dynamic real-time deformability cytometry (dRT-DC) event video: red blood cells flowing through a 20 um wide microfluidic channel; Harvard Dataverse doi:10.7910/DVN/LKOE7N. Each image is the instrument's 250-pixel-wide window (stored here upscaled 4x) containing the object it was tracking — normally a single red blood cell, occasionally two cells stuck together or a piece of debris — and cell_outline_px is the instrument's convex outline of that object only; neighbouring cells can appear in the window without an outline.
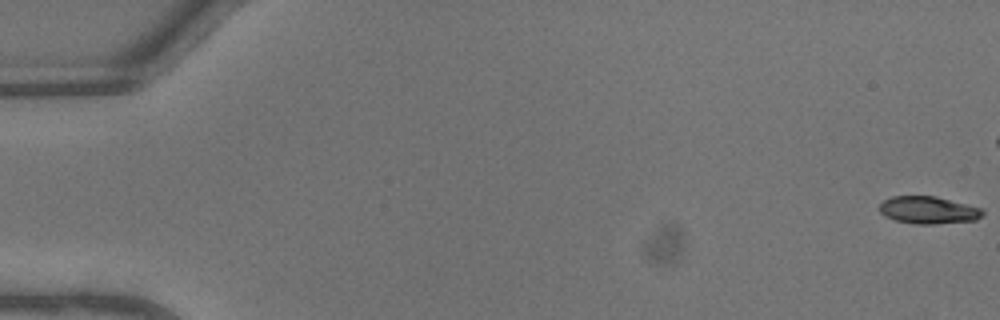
{"species": "common noctule bat (a hibernating species)", "species_latin": "Nyctalus noctula", "temperature_condition": "warm", "stored_images_in_passage": 38, "camera_frame_rate_fps": 3000, "um_per_image_px": 0.085, "animal": {"sex": "male", "body_mass_g": 13.3}, "frame": {"image": 1, "passage_image": 1, "time_ms": 0.0, "image_size_px": [1000, 320], "cell_outline_px": [[984, 212], [976, 220], [932, 224], [912, 224], [896, 220], [884, 216], [880, 212], [880, 204], [884, 200], [892, 196], [936, 196], [984, 208]], "centroid_in_image_um": [78.92, 17.85], "position_along_channel_um": 6.1, "area_um2": 16.53}}
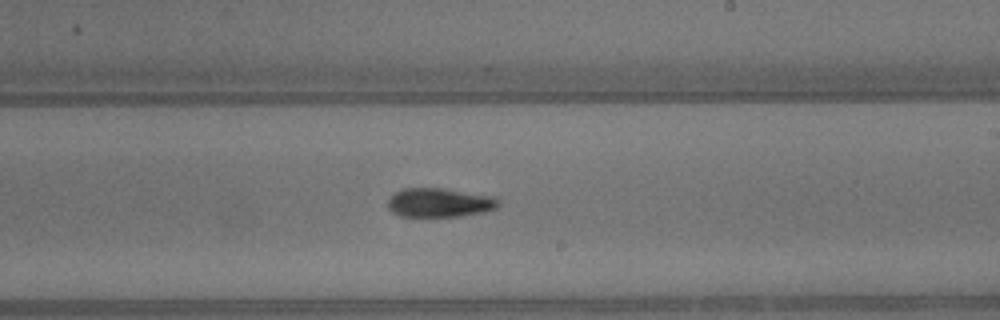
{"frame": {"image": 2, "passage_image": 28, "time_ms": 9.0, "image_size_px": [1000, 320], "cell_outline_px": [[500, 204], [496, 208], [484, 212], [456, 216], [400, 216], [392, 212], [388, 208], [388, 200], [396, 192], [404, 188], [444, 188], [496, 196], [500, 200]], "centroid_in_image_um": [37.4, 17.21], "position_along_channel_um": 251.6, "area_um2": 18.79}}
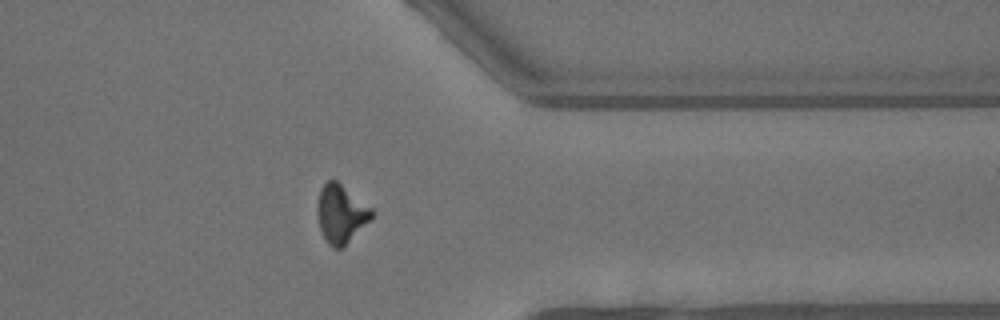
{"frame": {"image": 3, "passage_image": 37, "time_ms": 12.0, "image_size_px": [1000, 320], "cell_outline_px": [[372, 220], [340, 248], [332, 248], [328, 244], [320, 228], [316, 212], [316, 208], [320, 188], [328, 180], [336, 180], [372, 208]], "centroid_in_image_um": [28.97, 18.16], "position_along_channel_um": 382.4, "area_um2": 18.32}}